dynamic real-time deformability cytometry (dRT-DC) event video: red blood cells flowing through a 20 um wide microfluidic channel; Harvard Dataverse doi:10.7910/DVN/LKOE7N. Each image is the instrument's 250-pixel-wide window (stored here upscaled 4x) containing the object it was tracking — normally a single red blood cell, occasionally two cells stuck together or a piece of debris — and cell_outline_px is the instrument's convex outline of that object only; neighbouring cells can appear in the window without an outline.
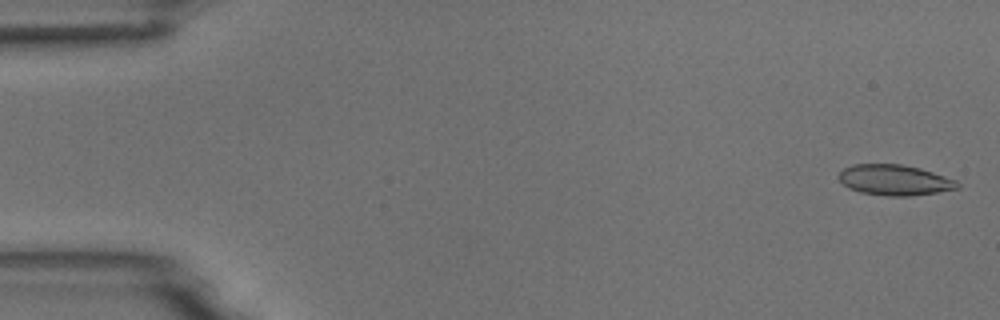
{"species": "common noctule bat (a hibernating species)", "species_latin": "Nyctalus noctula", "temperature_condition": "room temperature", "stored_images_in_passage": 16, "camera_frame_rate_fps": 3000, "um_per_image_px": 0.085, "animal": {"sex": "male", "body_mass_g": 18.8}, "frame": {"image": 1, "passage_image": 2, "time_ms": 0.333, "image_size_px": [1000, 320], "cell_outline_px": [[960, 188], [936, 192], [908, 196], [888, 196], [860, 192], [848, 188], [836, 176], [844, 168], [852, 164], [900, 164], [920, 168], [956, 180], [960, 184]], "centroid_in_image_um": [76.02, 15.3], "position_along_channel_um": 9.0, "area_um2": 21.1}}
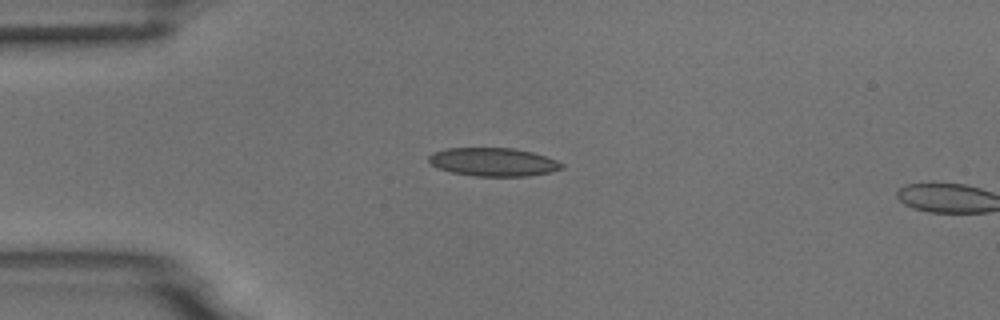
{"frame": {"image": 2, "passage_image": 14, "time_ms": 4.333, "image_size_px": [1000, 320], "cell_outline_px": [[564, 168], [552, 172], [528, 176], [476, 176], [452, 172], [436, 168], [428, 160], [428, 156], [432, 152], [448, 148], [512, 148], [532, 152], [556, 160], [564, 164]], "centroid_in_image_um": [41.93, 13.77], "position_along_channel_um": 43.1, "area_um2": 22.02}}